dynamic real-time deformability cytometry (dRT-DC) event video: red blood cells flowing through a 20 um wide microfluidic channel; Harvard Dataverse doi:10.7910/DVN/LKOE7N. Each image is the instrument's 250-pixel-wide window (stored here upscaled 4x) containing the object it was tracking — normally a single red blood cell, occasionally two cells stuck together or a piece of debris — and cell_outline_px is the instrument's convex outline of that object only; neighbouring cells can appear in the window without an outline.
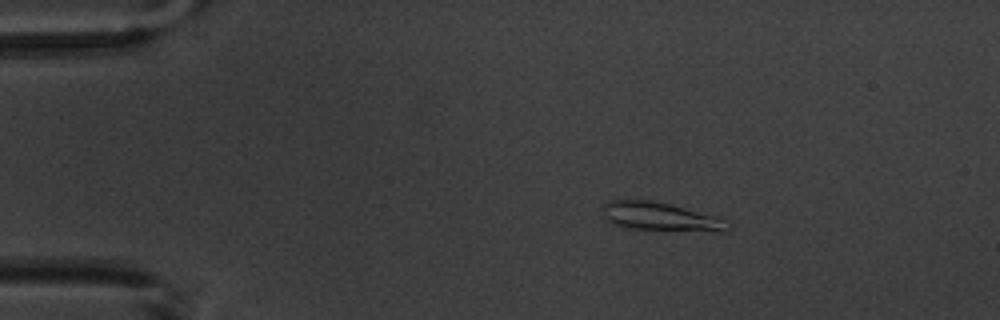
{"species": "common noctule bat (a hibernating species)", "species_latin": "Nyctalus noctula", "temperature_condition": "warm", "stored_images_in_passage": 5, "camera_frame_rate_fps": 3000, "um_per_image_px": 0.085, "animal": {"sex": "male", "body_mass_g": 20.1, "forearm_length_mm": 53.5}, "frame": {"image": 1, "passage_image": 3, "time_ms": 2.333, "image_size_px": [1000, 320], "cell_outline_px": [[732, 228], [728, 232], [720, 232], [624, 228], [612, 224], [604, 216], [600, 208], [608, 200], [652, 200], [668, 204], [728, 220], [732, 224]], "centroid_in_image_um": [56.15, 18.44], "position_along_channel_um": 28.8, "area_um2": 20.98}}